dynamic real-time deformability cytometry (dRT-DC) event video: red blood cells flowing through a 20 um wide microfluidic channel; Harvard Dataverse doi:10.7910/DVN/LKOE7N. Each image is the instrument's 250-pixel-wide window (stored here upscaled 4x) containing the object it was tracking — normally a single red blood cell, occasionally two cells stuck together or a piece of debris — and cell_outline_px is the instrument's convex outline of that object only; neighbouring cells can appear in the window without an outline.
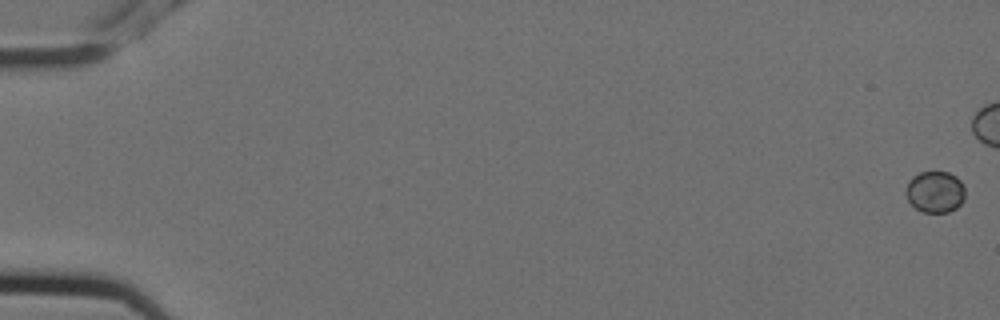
{"species": "Egyptian fruit bat (a non-hibernating species)", "species_latin": "Rousettus aegyptiacus", "temperature_condition": "cold", "stored_images_in_passage": 7, "camera_frame_rate_fps": 3000, "um_per_image_px": 0.085, "animal": {"sex": "female"}, "frame": {"image": 1, "passage_image": 1, "time_ms": 0.0, "image_size_px": [1000, 320], "cell_outline_px": [[964, 200], [956, 208], [948, 212], [924, 212], [916, 208], [908, 200], [904, 192], [908, 180], [912, 176], [920, 172], [948, 172], [956, 176], [964, 184]], "centroid_in_image_um": [79.47, 16.29], "position_along_channel_um": 5.5, "area_um2": 14.45}}
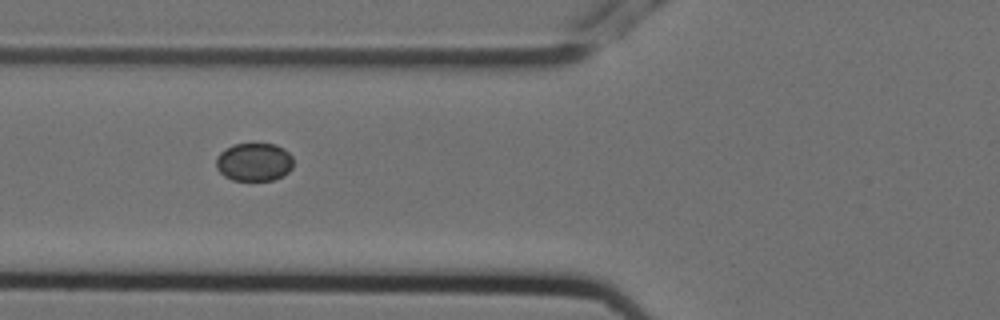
{"frame": {"image": 2, "passage_image": 6, "time_ms": 1.667, "image_size_px": [1000, 320], "cell_outline_px": [[292, 168], [284, 176], [272, 180], [232, 180], [224, 176], [216, 168], [216, 156], [224, 148], [232, 144], [276, 144], [284, 148], [292, 156]], "centroid_in_image_um": [21.58, 13.77], "position_along_channel_um": 104.2, "area_um2": 17.4}}
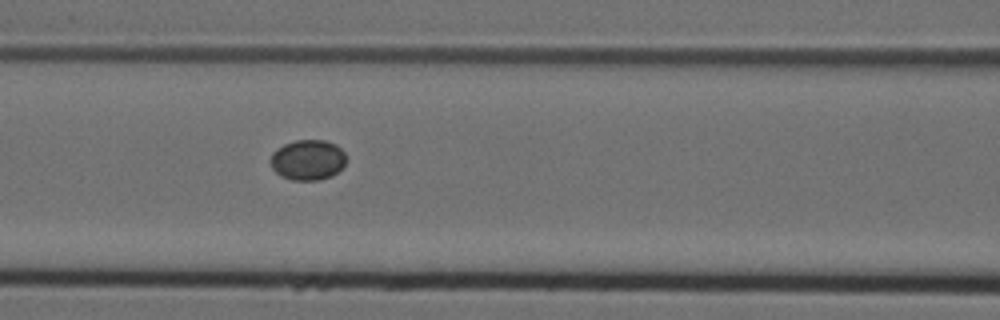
{"frame": {"image": 3, "passage_image": 7, "time_ms": 2.0, "image_size_px": [1000, 320], "cell_outline_px": [[348, 160], [332, 176], [320, 180], [292, 180], [280, 176], [272, 168], [268, 160], [272, 152], [276, 148], [284, 144], [296, 140], [324, 140], [336, 144], [344, 152]], "centroid_in_image_um": [26.14, 13.59], "position_along_channel_um": 140.5, "area_um2": 18.09}}